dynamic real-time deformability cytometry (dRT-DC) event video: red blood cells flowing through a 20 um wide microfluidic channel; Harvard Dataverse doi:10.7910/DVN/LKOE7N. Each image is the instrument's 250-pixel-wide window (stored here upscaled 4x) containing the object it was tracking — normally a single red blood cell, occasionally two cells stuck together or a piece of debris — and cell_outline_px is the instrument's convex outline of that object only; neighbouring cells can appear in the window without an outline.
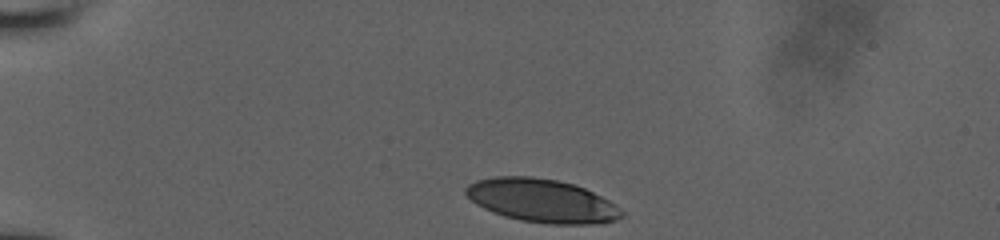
{"species": "human", "species_latin": "Homo sapiens", "temperature_condition": "room temperature", "stored_images_in_passage": 18, "camera_frame_rate_fps": 3000, "um_per_image_px": 0.085, "donor": {"sex": "male"}, "frame": {"image": 1, "passage_image": 1, "time_ms": 0.0, "image_size_px": [1000, 240], "cell_outline_px": [[624, 216], [616, 220], [592, 224], [548, 224], [520, 220], [504, 216], [492, 212], [476, 204], [464, 192], [464, 188], [468, 184], [476, 180], [496, 176], [532, 176], [556, 180], [572, 184], [584, 188], [616, 204], [624, 212]], "centroid_in_image_um": [46.05, 17.06], "position_along_channel_um": 39.0, "area_um2": 39.42}}
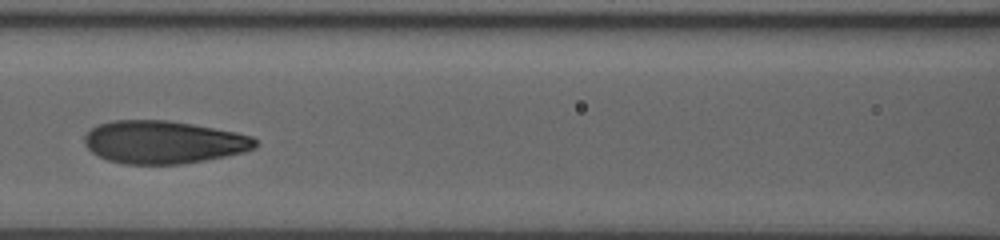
{"frame": {"image": 2, "passage_image": 11, "time_ms": 4.333, "image_size_px": [1000, 240], "cell_outline_px": [[260, 144], [256, 148], [244, 152], [204, 160], [180, 164], [124, 164], [108, 160], [92, 152], [84, 144], [84, 136], [96, 124], [112, 120], [168, 120], [192, 124], [236, 132], [252, 136]], "centroid_in_image_um": [13.9, 12.07], "position_along_channel_um": 152.7, "area_um2": 42.71}}
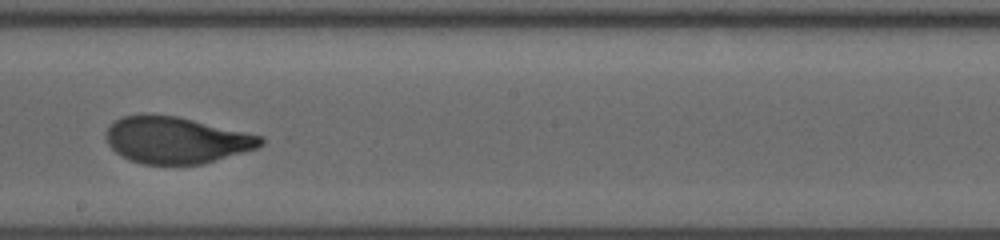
{"frame": {"image": 3, "passage_image": 16, "time_ms": 6.333, "image_size_px": [1000, 240], "cell_outline_px": [[264, 144], [256, 148], [204, 164], [144, 164], [128, 160], [120, 156], [108, 144], [104, 136], [112, 120], [120, 116], [144, 112], [176, 116], [264, 136]], "centroid_in_image_um": [14.92, 11.88], "position_along_channel_um": 233.3, "area_um2": 42.6}}